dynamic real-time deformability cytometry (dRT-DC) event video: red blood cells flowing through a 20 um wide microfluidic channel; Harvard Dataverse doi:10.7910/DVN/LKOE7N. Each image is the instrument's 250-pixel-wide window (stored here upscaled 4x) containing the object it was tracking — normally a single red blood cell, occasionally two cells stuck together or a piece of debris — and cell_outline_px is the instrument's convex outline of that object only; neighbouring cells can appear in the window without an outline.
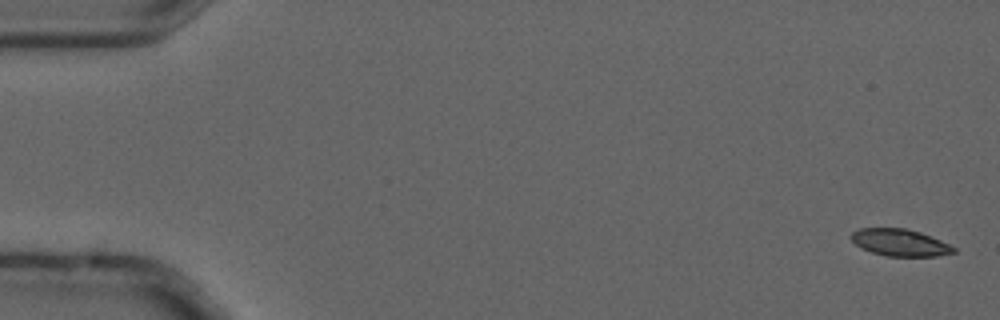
{"species": "common noctule bat (a hibernating species)", "species_latin": "Nyctalus noctula", "temperature_condition": "cold", "stored_images_in_passage": 5, "camera_frame_rate_fps": 3000, "um_per_image_px": 0.085, "animal": {"sex": "male", "forearm_length_mm": 52.5}, "frame": {"image": 1, "passage_image": 1, "time_ms": 0.0, "image_size_px": [1000, 320], "cell_outline_px": [[956, 252], [936, 256], [888, 256], [872, 252], [860, 248], [852, 240], [852, 232], [860, 228], [904, 228], [920, 232], [940, 240], [956, 248]], "centroid_in_image_um": [76.5, 20.62], "position_along_channel_um": 8.5, "area_um2": 15.95}}